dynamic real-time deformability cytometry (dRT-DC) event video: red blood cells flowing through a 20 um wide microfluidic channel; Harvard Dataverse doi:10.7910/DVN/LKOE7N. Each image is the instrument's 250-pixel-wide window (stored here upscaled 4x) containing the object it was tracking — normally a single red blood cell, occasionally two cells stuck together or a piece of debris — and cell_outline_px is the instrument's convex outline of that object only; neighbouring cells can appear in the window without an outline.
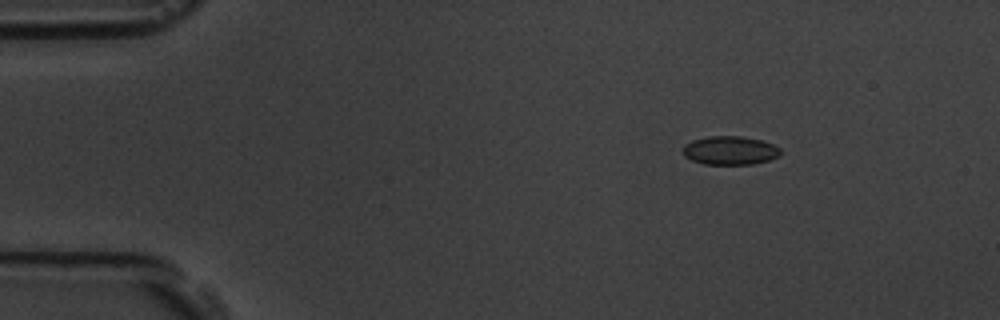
{"species": "common noctule bat (a hibernating species)", "species_latin": "Nyctalus noctula", "temperature_condition": "room temperature", "stored_images_in_passage": 4, "camera_frame_rate_fps": 3000, "um_per_image_px": 0.085, "animal": {"sex": "male", "body_mass_g": 19.5, "forearm_length_mm": 54.6}, "frame": {"image": 1, "passage_image": 2, "time_ms": 1.667, "image_size_px": [1000, 320], "cell_outline_px": [[780, 156], [768, 160], [752, 164], [704, 164], [692, 160], [684, 156], [684, 144], [692, 140], [708, 136], [740, 136], [760, 140], [772, 144], [780, 148]], "centroid_in_image_um": [62.04, 12.78], "position_along_channel_um": 23.0, "area_um2": 16.18}}